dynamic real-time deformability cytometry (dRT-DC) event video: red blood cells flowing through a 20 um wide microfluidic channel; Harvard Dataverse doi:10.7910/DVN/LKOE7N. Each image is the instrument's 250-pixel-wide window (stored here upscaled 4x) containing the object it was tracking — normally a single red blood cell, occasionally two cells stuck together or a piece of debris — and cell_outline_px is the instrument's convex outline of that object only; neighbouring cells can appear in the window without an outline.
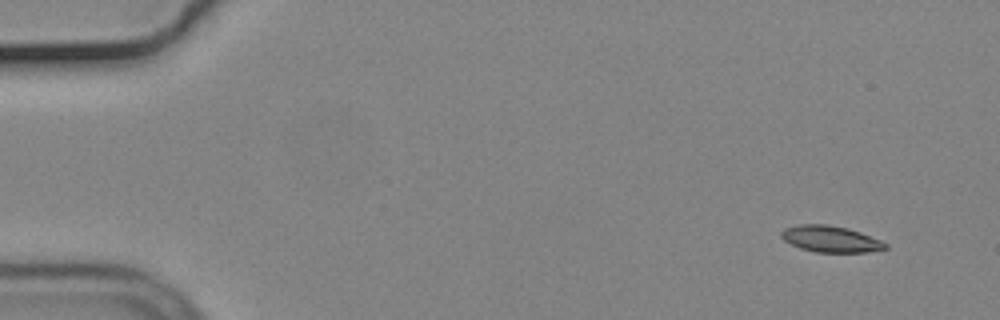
{"species": "common noctule bat (a hibernating species)", "species_latin": "Nyctalus noctula", "temperature_condition": "cold", "stored_images_in_passage": 53, "camera_frame_rate_fps": 3000, "um_per_image_px": 0.085, "animal": {"sex": "male", "body_mass_g": 19.2, "forearm_length_mm": 51.8}, "frame": {"image": 1, "passage_image": 1, "time_ms": 0.0, "image_size_px": [1000, 320], "cell_outline_px": [[888, 248], [868, 252], [816, 252], [800, 248], [784, 240], [780, 236], [780, 232], [784, 228], [800, 224], [828, 224], [848, 228], [860, 232], [880, 240], [888, 244]], "centroid_in_image_um": [70.59, 20.31], "position_along_channel_um": 14.4, "area_um2": 16.01}}
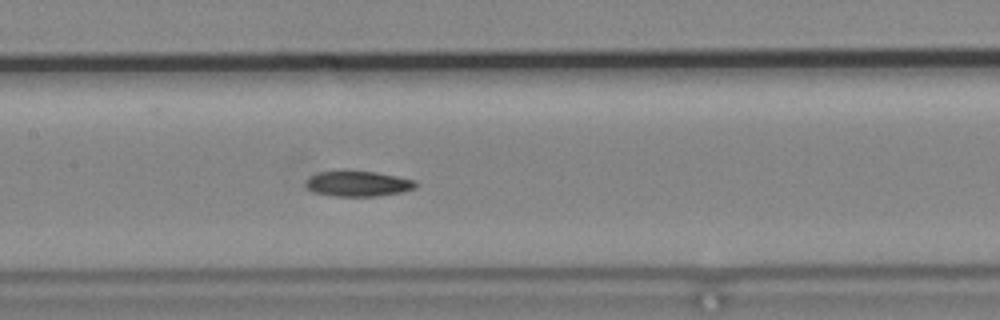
{"frame": {"image": 2, "passage_image": 24, "time_ms": 7.667, "image_size_px": [1000, 320], "cell_outline_px": [[416, 188], [404, 192], [376, 196], [332, 196], [312, 192], [304, 184], [304, 180], [308, 176], [320, 172], [340, 168], [344, 168], [372, 172], [396, 176], [416, 180]], "centroid_in_image_um": [30.35, 15.58], "position_along_channel_um": 177.0, "area_um2": 16.99}}
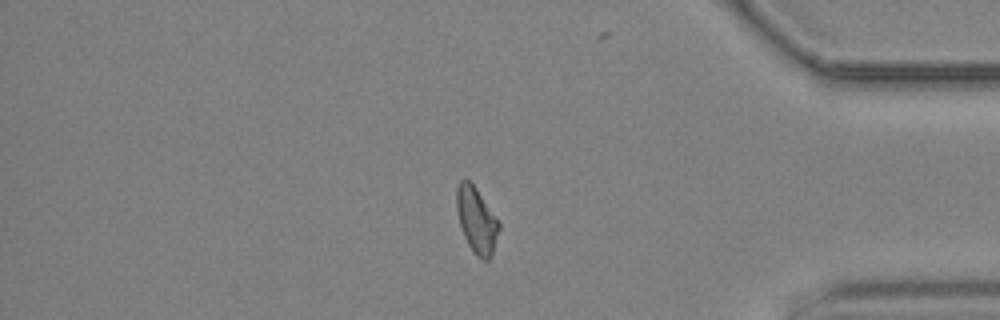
{"frame": {"image": 3, "passage_image": 44, "time_ms": 14.333, "image_size_px": [1000, 320], "cell_outline_px": [[500, 228], [492, 252], [488, 260], [484, 260], [476, 256], [468, 244], [464, 236], [460, 224], [456, 208], [456, 188], [460, 180], [468, 180], [476, 188], [500, 224]], "centroid_in_image_um": [40.49, 18.71], "position_along_channel_um": 394.7, "area_um2": 15.9}, "authors_computed_cell_mechanics": {"area_um2": 16.4152, "velocity_mm_per_s": 3.6926, "shape_relaxation_time_tau1_ms": 7.9711, "shape_relaxation_time_tau2_ms": null, "deformation_change_tau1": 0.1778, "deformation_change_tau2": null}}